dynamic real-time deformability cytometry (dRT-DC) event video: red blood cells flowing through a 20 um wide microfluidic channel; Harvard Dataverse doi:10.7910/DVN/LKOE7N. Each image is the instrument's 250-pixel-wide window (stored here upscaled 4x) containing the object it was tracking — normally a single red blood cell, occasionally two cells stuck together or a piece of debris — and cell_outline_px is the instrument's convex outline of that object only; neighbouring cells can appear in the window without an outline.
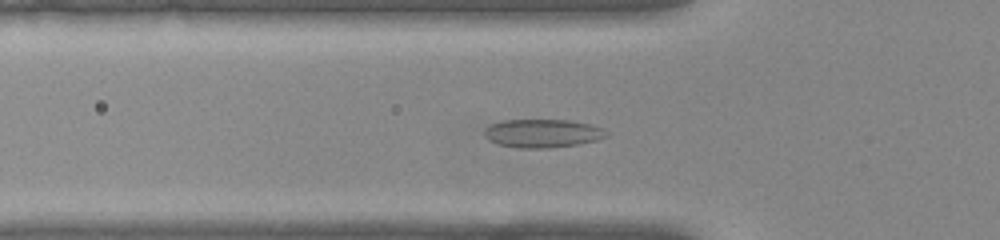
{"species": "common noctule bat (a hibernating species)", "species_latin": "Nyctalus noctula", "temperature_condition": "warm", "stored_images_in_passage": 51, "camera_frame_rate_fps": 3000, "um_per_image_px": 0.085, "animal": {"sex": "female", "body_mass_g": 22.0, "forearm_length_mm": 56.7}, "frame": {"image": 1, "passage_image": 16, "time_ms": 5.0, "image_size_px": [1000, 240], "cell_outline_px": [[608, 136], [596, 140], [576, 144], [548, 148], [520, 148], [496, 144], [488, 140], [484, 136], [484, 128], [492, 124], [504, 120], [568, 120], [588, 124], [604, 128], [608, 132]], "centroid_in_image_um": [46.09, 11.33], "position_along_channel_um": 79.7, "area_um2": 20.17}}
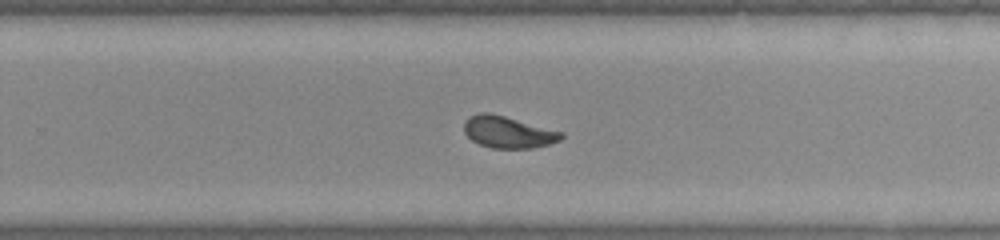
{"frame": {"image": 2, "passage_image": 32, "time_ms": 10.333, "image_size_px": [1000, 240], "cell_outline_px": [[564, 136], [560, 140], [548, 144], [532, 148], [492, 148], [480, 144], [472, 140], [464, 132], [464, 124], [472, 116], [480, 112], [488, 112], [504, 116], [564, 132]], "centroid_in_image_um": [43.21, 11.23], "position_along_channel_um": 286.6, "area_um2": 17.74}}
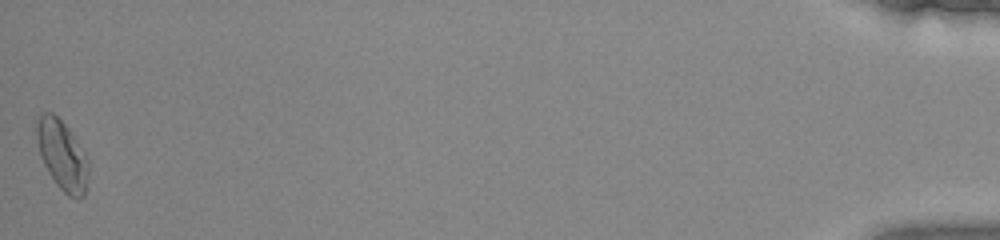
{"frame": {"image": 3, "passage_image": 51, "time_ms": 16.667, "image_size_px": [1000, 240], "cell_outline_px": [[88, 172], [84, 196], [80, 200], [76, 200], [68, 196], [56, 184], [48, 172], [40, 156], [36, 140], [36, 120], [44, 112], [52, 112], [68, 128], [84, 152], [88, 160]], "centroid_in_image_um": [5.27, 13.22], "position_along_channel_um": 429.9, "area_um2": 21.04}, "authors_computed_cell_mechanics": {"area_um2": 18.4382, "velocity_mm_per_s": 3.8834, "shape_relaxation_time_tau1_ms": 5.6968, "shape_relaxation_time_tau2_ms": 0.9055, "deformation_change_tau1": 0.1442, "deformation_change_tau2": 0.0459}}